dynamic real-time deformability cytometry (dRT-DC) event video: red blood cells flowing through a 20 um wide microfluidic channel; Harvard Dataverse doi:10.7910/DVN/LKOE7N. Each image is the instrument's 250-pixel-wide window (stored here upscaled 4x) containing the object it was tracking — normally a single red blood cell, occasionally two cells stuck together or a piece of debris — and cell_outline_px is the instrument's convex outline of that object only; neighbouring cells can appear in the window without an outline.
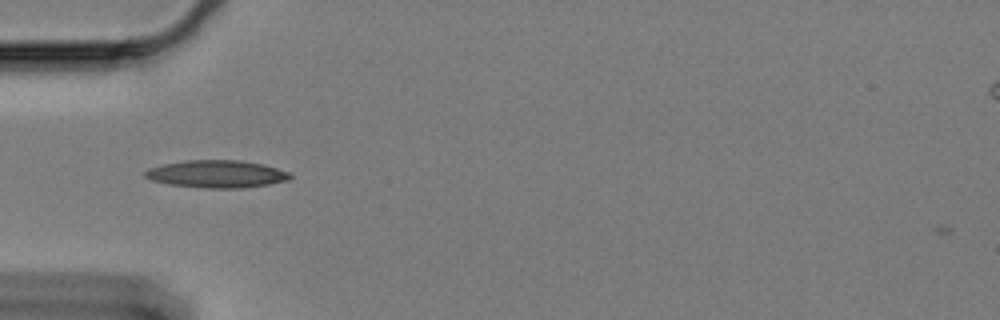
{"species": "Egyptian fruit bat (a non-hibernating species)", "species_latin": "Rousettus aegyptiacus", "temperature_condition": "cold", "stored_images_in_passage": 43, "camera_frame_rate_fps": 3000, "um_per_image_px": 0.085, "animal": {"sex": "female"}, "frame": {"image": 1, "passage_image": 2, "time_ms": 0.333, "image_size_px": [1000, 320], "cell_outline_px": [[292, 176], [288, 180], [268, 184], [240, 188], [204, 188], [168, 184], [152, 180], [144, 176], [144, 172], [148, 168], [164, 164], [188, 160], [240, 160], [260, 164], [276, 168], [288, 172]], "centroid_in_image_um": [18.39, 14.79], "position_along_channel_um": 66.6, "area_um2": 23.0}}
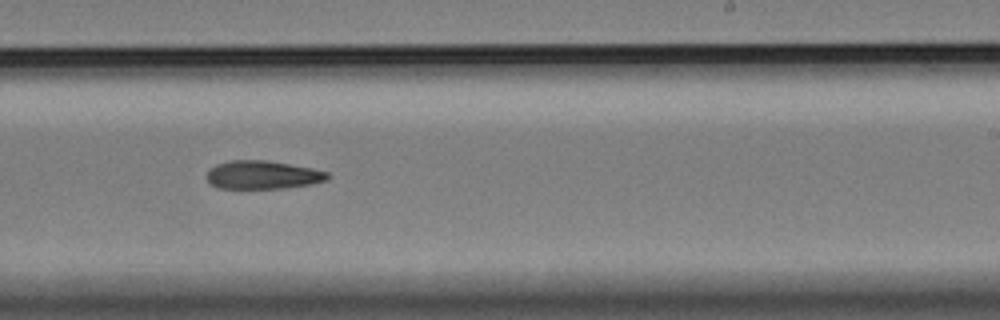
{"frame": {"image": 2, "passage_image": 20, "time_ms": 6.333, "image_size_px": [1000, 320], "cell_outline_px": [[332, 176], [328, 180], [312, 184], [284, 188], [216, 188], [208, 180], [208, 172], [216, 164], [232, 160], [268, 160], [312, 168], [328, 172]], "centroid_in_image_um": [22.39, 14.86], "position_along_channel_um": 266.6, "area_um2": 19.94}}
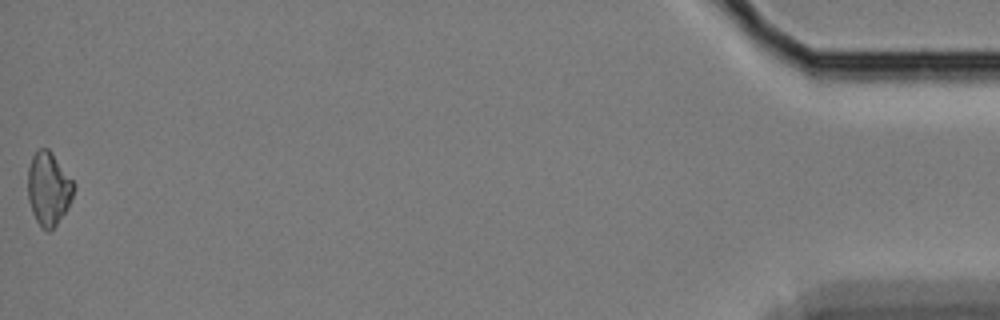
{"frame": {"image": 3, "passage_image": 43, "time_ms": 14.0, "image_size_px": [1000, 320], "cell_outline_px": [[76, 188], [68, 208], [56, 224], [48, 232], [40, 228], [32, 212], [28, 200], [28, 168], [32, 156], [40, 148], [48, 148], [52, 152], [76, 184]], "centroid_in_image_um": [4.14, 16.04], "position_along_channel_um": 431.1, "area_um2": 19.83}}